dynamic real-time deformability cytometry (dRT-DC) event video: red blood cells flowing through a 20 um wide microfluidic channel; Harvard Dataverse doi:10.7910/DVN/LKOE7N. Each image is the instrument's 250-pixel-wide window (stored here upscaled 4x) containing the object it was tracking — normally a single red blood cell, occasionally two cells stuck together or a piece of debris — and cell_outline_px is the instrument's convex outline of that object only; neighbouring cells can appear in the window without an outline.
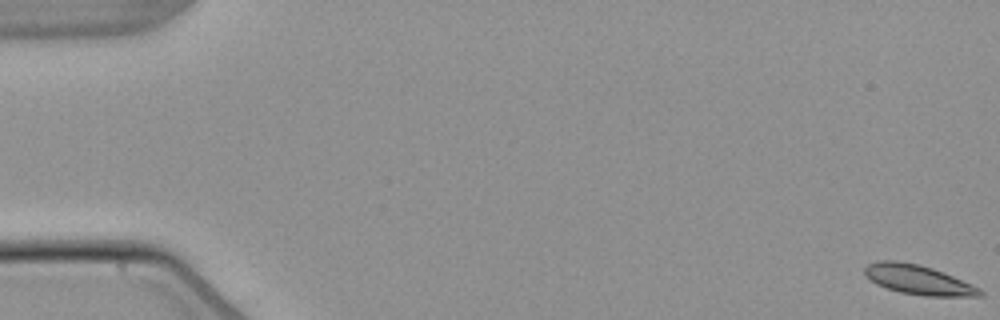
{"species": "common noctule bat (a hibernating species)", "species_latin": "Nyctalus noctula", "temperature_condition": "warm", "stored_images_in_passage": 18, "camera_frame_rate_fps": 3000, "um_per_image_px": 0.085, "animal": {"sex": "male", "body_mass_g": 21.5, "forearm_length_mm": 52.0}, "frame": {"image": 1, "passage_image": 1, "time_ms": 0.0, "image_size_px": [1000, 320], "cell_outline_px": [[984, 296], [924, 296], [900, 292], [876, 284], [864, 276], [864, 268], [868, 264], [880, 260], [896, 260], [920, 264], [944, 272], [972, 284], [980, 288], [984, 292]], "centroid_in_image_um": [78.05, 23.77], "position_along_channel_um": 6.9, "area_um2": 20.0}}
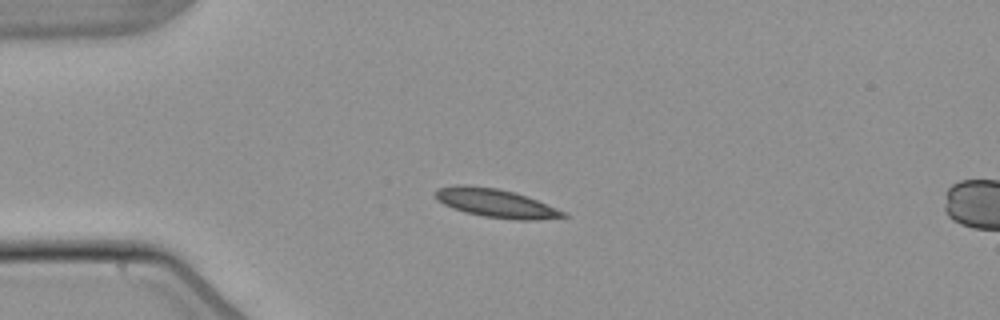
{"frame": {"image": 2, "passage_image": 15, "time_ms": 4.667, "image_size_px": [1000, 320], "cell_outline_px": [[568, 216], [540, 220], [516, 220], [484, 216], [464, 212], [452, 208], [436, 200], [432, 192], [436, 188], [456, 184], [468, 184], [496, 188], [516, 192], [568, 212]], "centroid_in_image_um": [42.11, 17.25], "position_along_channel_um": 42.9, "area_um2": 21.73}}